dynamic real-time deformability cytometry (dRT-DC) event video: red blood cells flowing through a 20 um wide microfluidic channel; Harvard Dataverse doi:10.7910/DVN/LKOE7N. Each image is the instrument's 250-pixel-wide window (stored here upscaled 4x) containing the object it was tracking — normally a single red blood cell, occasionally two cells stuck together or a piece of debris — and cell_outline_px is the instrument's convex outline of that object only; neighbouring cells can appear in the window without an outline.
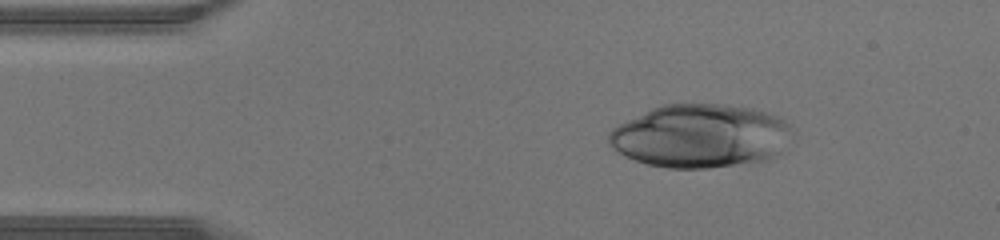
{"species": "human", "species_latin": "Homo sapiens", "temperature_condition": "warm", "stored_images_in_passage": 44, "camera_frame_rate_fps": 3000, "um_per_image_px": 0.085, "donor": {"sex": "male"}, "frame": {"image": 1, "passage_image": 7, "time_ms": 2.0, "image_size_px": [1000, 240], "cell_outline_px": [[792, 128], [780, 152], [768, 160], [708, 168], [668, 168], [648, 164], [624, 156], [612, 148], [608, 144], [608, 132], [612, 128], [660, 104], [720, 104], [756, 108], [776, 116], [784, 120]], "centroid_in_image_um": [59.5, 11.55], "position_along_channel_um": 25.5, "area_um2": 67.63}}